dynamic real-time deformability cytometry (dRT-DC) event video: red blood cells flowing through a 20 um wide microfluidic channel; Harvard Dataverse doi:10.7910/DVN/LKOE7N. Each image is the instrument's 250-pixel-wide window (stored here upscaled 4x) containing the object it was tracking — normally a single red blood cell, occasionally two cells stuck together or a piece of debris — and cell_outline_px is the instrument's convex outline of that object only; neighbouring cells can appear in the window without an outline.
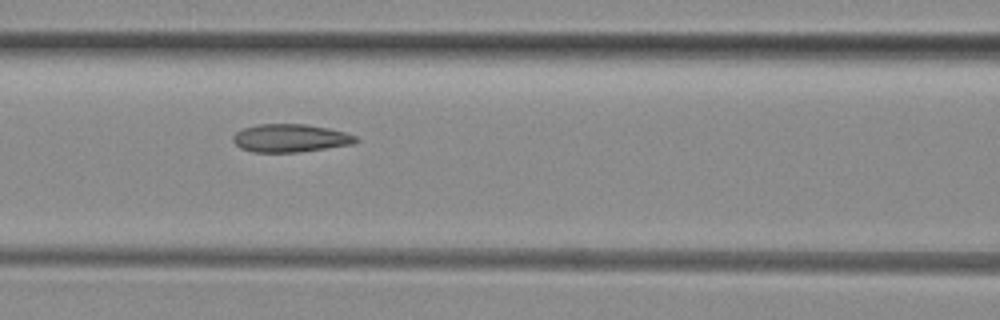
{"species": "common noctule bat (a hibernating species)", "species_latin": "Nyctalus noctula", "temperature_condition": "room temperature", "stored_images_in_passage": 9, "camera_frame_rate_fps": 3000, "um_per_image_px": 0.085, "animal": {"sex": "female", "body_mass_g": 29.2, "forearm_length_mm": 56.3}, "frame": {"image": 1, "passage_image": 6, "time_ms": 6.333, "image_size_px": [1000, 320], "cell_outline_px": [[360, 140], [352, 144], [300, 152], [252, 152], [240, 148], [232, 140], [232, 136], [236, 132], [244, 128], [256, 124], [304, 124], [328, 128], [344, 132], [356, 136]], "centroid_in_image_um": [24.66, 11.74], "position_along_channel_um": 141.9, "area_um2": 20.06}}
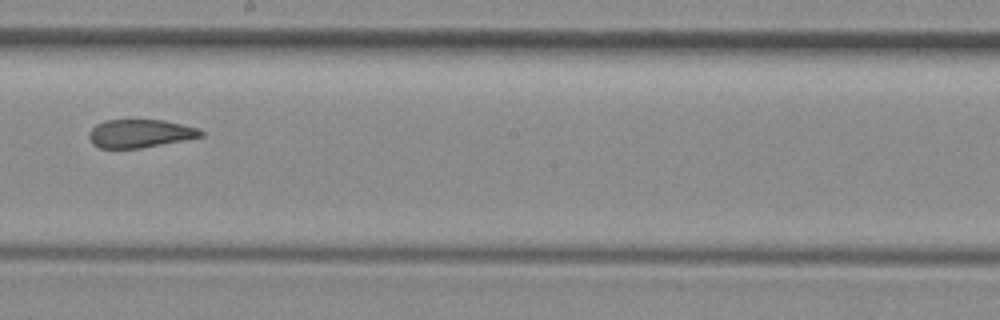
{"frame": {"image": 2, "passage_image": 8, "time_ms": 8.667, "image_size_px": [1000, 320], "cell_outline_px": [[204, 136], [140, 148], [100, 148], [92, 144], [88, 136], [88, 132], [96, 124], [104, 120], [164, 120], [200, 128], [204, 132]], "centroid_in_image_um": [11.89, 11.34], "position_along_channel_um": 236.3, "area_um2": 18.44}}
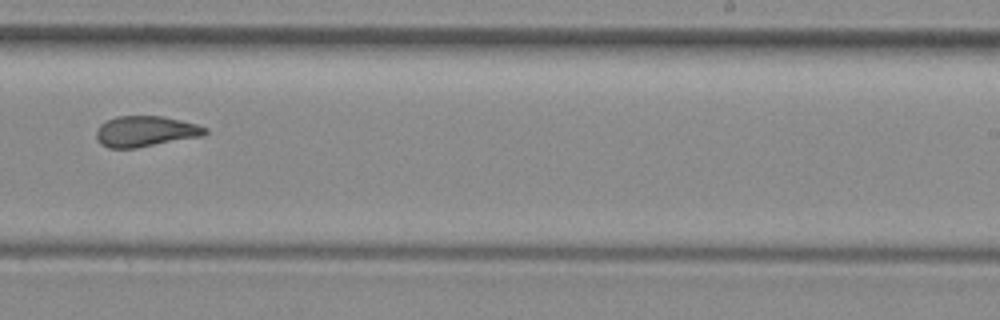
{"frame": {"image": 3, "passage_image": 9, "time_ms": 9.667, "image_size_px": [1000, 320], "cell_outline_px": [[208, 132], [200, 136], [136, 148], [108, 148], [100, 144], [96, 140], [96, 128], [100, 124], [116, 116], [164, 116], [196, 124], [208, 128]], "centroid_in_image_um": [12.32, 11.16], "position_along_channel_um": 276.7, "area_um2": 19.48}}